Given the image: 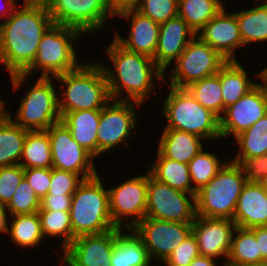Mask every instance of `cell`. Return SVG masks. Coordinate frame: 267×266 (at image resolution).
Here are the masks:
<instances>
[{
  "mask_svg": "<svg viewBox=\"0 0 267 266\" xmlns=\"http://www.w3.org/2000/svg\"><path fill=\"white\" fill-rule=\"evenodd\" d=\"M3 21L0 23V65H4L10 75L22 74L33 63L42 35L53 23L51 16L45 2L23 1Z\"/></svg>",
  "mask_w": 267,
  "mask_h": 266,
  "instance_id": "cell-1",
  "label": "cell"
},
{
  "mask_svg": "<svg viewBox=\"0 0 267 266\" xmlns=\"http://www.w3.org/2000/svg\"><path fill=\"white\" fill-rule=\"evenodd\" d=\"M112 40L108 43V47H105L112 68L99 60L107 78L110 97L114 100L134 101L143 105L146 101H150L152 93L161 91L166 75L155 64L153 58L129 51L114 38ZM156 82L159 84L157 90Z\"/></svg>",
  "mask_w": 267,
  "mask_h": 266,
  "instance_id": "cell-2",
  "label": "cell"
},
{
  "mask_svg": "<svg viewBox=\"0 0 267 266\" xmlns=\"http://www.w3.org/2000/svg\"><path fill=\"white\" fill-rule=\"evenodd\" d=\"M85 35L74 27L52 23L43 33L33 63L22 73L10 75L14 91L23 88L34 72L39 77L54 78L76 69L82 62L78 60L77 43Z\"/></svg>",
  "mask_w": 267,
  "mask_h": 266,
  "instance_id": "cell-3",
  "label": "cell"
},
{
  "mask_svg": "<svg viewBox=\"0 0 267 266\" xmlns=\"http://www.w3.org/2000/svg\"><path fill=\"white\" fill-rule=\"evenodd\" d=\"M59 90L60 117L77 110H101L110 100L107 78L99 61H83L76 69L54 77ZM59 83V84H58Z\"/></svg>",
  "mask_w": 267,
  "mask_h": 266,
  "instance_id": "cell-4",
  "label": "cell"
},
{
  "mask_svg": "<svg viewBox=\"0 0 267 266\" xmlns=\"http://www.w3.org/2000/svg\"><path fill=\"white\" fill-rule=\"evenodd\" d=\"M97 174L84 179L72 195L70 221L72 241L84 235H95L115 229L109 209L108 187ZM103 179V180H102Z\"/></svg>",
  "mask_w": 267,
  "mask_h": 266,
  "instance_id": "cell-5",
  "label": "cell"
},
{
  "mask_svg": "<svg viewBox=\"0 0 267 266\" xmlns=\"http://www.w3.org/2000/svg\"><path fill=\"white\" fill-rule=\"evenodd\" d=\"M167 86L168 96L161 107L167 122L165 128L192 133L211 142L221 139L220 118L216 114L198 103L186 88Z\"/></svg>",
  "mask_w": 267,
  "mask_h": 266,
  "instance_id": "cell-6",
  "label": "cell"
},
{
  "mask_svg": "<svg viewBox=\"0 0 267 266\" xmlns=\"http://www.w3.org/2000/svg\"><path fill=\"white\" fill-rule=\"evenodd\" d=\"M247 183L238 163L230 159L195 197L196 216L233 220L238 198Z\"/></svg>",
  "mask_w": 267,
  "mask_h": 266,
  "instance_id": "cell-7",
  "label": "cell"
},
{
  "mask_svg": "<svg viewBox=\"0 0 267 266\" xmlns=\"http://www.w3.org/2000/svg\"><path fill=\"white\" fill-rule=\"evenodd\" d=\"M53 79L38 77L34 85L26 88V94L19 100L16 115L13 117L9 110L7 115L28 131L47 130L51 125L61 121L58 88L56 89V80Z\"/></svg>",
  "mask_w": 267,
  "mask_h": 266,
  "instance_id": "cell-8",
  "label": "cell"
},
{
  "mask_svg": "<svg viewBox=\"0 0 267 266\" xmlns=\"http://www.w3.org/2000/svg\"><path fill=\"white\" fill-rule=\"evenodd\" d=\"M227 62L219 52L195 36L174 65H171L168 73L169 83L167 84L168 79L164 78L165 83L163 82L162 86L186 88L195 81L218 73Z\"/></svg>",
  "mask_w": 267,
  "mask_h": 266,
  "instance_id": "cell-9",
  "label": "cell"
},
{
  "mask_svg": "<svg viewBox=\"0 0 267 266\" xmlns=\"http://www.w3.org/2000/svg\"><path fill=\"white\" fill-rule=\"evenodd\" d=\"M142 106L134 101L111 99L101 109L97 133V158L122 145L129 149L128 140L136 130L139 120L136 111Z\"/></svg>",
  "mask_w": 267,
  "mask_h": 266,
  "instance_id": "cell-10",
  "label": "cell"
},
{
  "mask_svg": "<svg viewBox=\"0 0 267 266\" xmlns=\"http://www.w3.org/2000/svg\"><path fill=\"white\" fill-rule=\"evenodd\" d=\"M45 3L53 23L77 28L85 36L104 31L108 20L115 19L106 0H47Z\"/></svg>",
  "mask_w": 267,
  "mask_h": 266,
  "instance_id": "cell-11",
  "label": "cell"
},
{
  "mask_svg": "<svg viewBox=\"0 0 267 266\" xmlns=\"http://www.w3.org/2000/svg\"><path fill=\"white\" fill-rule=\"evenodd\" d=\"M145 173V174H144ZM108 188L111 219L116 228L133 229L146 216L148 171ZM128 221V222H127Z\"/></svg>",
  "mask_w": 267,
  "mask_h": 266,
  "instance_id": "cell-12",
  "label": "cell"
},
{
  "mask_svg": "<svg viewBox=\"0 0 267 266\" xmlns=\"http://www.w3.org/2000/svg\"><path fill=\"white\" fill-rule=\"evenodd\" d=\"M162 221L193 223L195 196L156 180L148 171L146 216Z\"/></svg>",
  "mask_w": 267,
  "mask_h": 266,
  "instance_id": "cell-13",
  "label": "cell"
},
{
  "mask_svg": "<svg viewBox=\"0 0 267 266\" xmlns=\"http://www.w3.org/2000/svg\"><path fill=\"white\" fill-rule=\"evenodd\" d=\"M47 132L53 168L78 174L83 179L98 174L95 158L73 139L70 130L62 121L51 125Z\"/></svg>",
  "mask_w": 267,
  "mask_h": 266,
  "instance_id": "cell-14",
  "label": "cell"
},
{
  "mask_svg": "<svg viewBox=\"0 0 267 266\" xmlns=\"http://www.w3.org/2000/svg\"><path fill=\"white\" fill-rule=\"evenodd\" d=\"M132 230L143 242L151 261L161 264L192 234V223H177L145 217Z\"/></svg>",
  "mask_w": 267,
  "mask_h": 266,
  "instance_id": "cell-15",
  "label": "cell"
},
{
  "mask_svg": "<svg viewBox=\"0 0 267 266\" xmlns=\"http://www.w3.org/2000/svg\"><path fill=\"white\" fill-rule=\"evenodd\" d=\"M116 238L117 228L102 234L79 236L60 253L59 263L63 266H111Z\"/></svg>",
  "mask_w": 267,
  "mask_h": 266,
  "instance_id": "cell-16",
  "label": "cell"
},
{
  "mask_svg": "<svg viewBox=\"0 0 267 266\" xmlns=\"http://www.w3.org/2000/svg\"><path fill=\"white\" fill-rule=\"evenodd\" d=\"M267 114V99L257 84L237 102L225 108L220 117L221 139L234 138Z\"/></svg>",
  "mask_w": 267,
  "mask_h": 266,
  "instance_id": "cell-17",
  "label": "cell"
},
{
  "mask_svg": "<svg viewBox=\"0 0 267 266\" xmlns=\"http://www.w3.org/2000/svg\"><path fill=\"white\" fill-rule=\"evenodd\" d=\"M236 224L228 218L196 216L192 223V234L196 237L199 253L226 263Z\"/></svg>",
  "mask_w": 267,
  "mask_h": 266,
  "instance_id": "cell-18",
  "label": "cell"
},
{
  "mask_svg": "<svg viewBox=\"0 0 267 266\" xmlns=\"http://www.w3.org/2000/svg\"><path fill=\"white\" fill-rule=\"evenodd\" d=\"M197 36L226 60L237 61L235 52L243 46V42L234 11L230 13L224 7L197 33Z\"/></svg>",
  "mask_w": 267,
  "mask_h": 266,
  "instance_id": "cell-19",
  "label": "cell"
},
{
  "mask_svg": "<svg viewBox=\"0 0 267 266\" xmlns=\"http://www.w3.org/2000/svg\"><path fill=\"white\" fill-rule=\"evenodd\" d=\"M117 18H124L129 22L127 36L122 37L119 31H114L113 38L125 49L147 55L151 58L155 56L158 43L160 24L144 16L135 8L126 9L115 15Z\"/></svg>",
  "mask_w": 267,
  "mask_h": 266,
  "instance_id": "cell-20",
  "label": "cell"
},
{
  "mask_svg": "<svg viewBox=\"0 0 267 266\" xmlns=\"http://www.w3.org/2000/svg\"><path fill=\"white\" fill-rule=\"evenodd\" d=\"M197 34L180 17L176 16L160 24L158 43L153 60L165 73L169 66L183 53Z\"/></svg>",
  "mask_w": 267,
  "mask_h": 266,
  "instance_id": "cell-21",
  "label": "cell"
},
{
  "mask_svg": "<svg viewBox=\"0 0 267 266\" xmlns=\"http://www.w3.org/2000/svg\"><path fill=\"white\" fill-rule=\"evenodd\" d=\"M233 221L241 228L267 226V195L261 184L247 182L244 185Z\"/></svg>",
  "mask_w": 267,
  "mask_h": 266,
  "instance_id": "cell-22",
  "label": "cell"
},
{
  "mask_svg": "<svg viewBox=\"0 0 267 266\" xmlns=\"http://www.w3.org/2000/svg\"><path fill=\"white\" fill-rule=\"evenodd\" d=\"M157 150L165 157L188 164L204 148L205 139L185 131L164 128Z\"/></svg>",
  "mask_w": 267,
  "mask_h": 266,
  "instance_id": "cell-23",
  "label": "cell"
},
{
  "mask_svg": "<svg viewBox=\"0 0 267 266\" xmlns=\"http://www.w3.org/2000/svg\"><path fill=\"white\" fill-rule=\"evenodd\" d=\"M101 110H77L65 113L61 121L70 130L73 139L97 158V133Z\"/></svg>",
  "mask_w": 267,
  "mask_h": 266,
  "instance_id": "cell-24",
  "label": "cell"
},
{
  "mask_svg": "<svg viewBox=\"0 0 267 266\" xmlns=\"http://www.w3.org/2000/svg\"><path fill=\"white\" fill-rule=\"evenodd\" d=\"M117 228V238L111 254V266H151L147 249L132 229Z\"/></svg>",
  "mask_w": 267,
  "mask_h": 266,
  "instance_id": "cell-25",
  "label": "cell"
},
{
  "mask_svg": "<svg viewBox=\"0 0 267 266\" xmlns=\"http://www.w3.org/2000/svg\"><path fill=\"white\" fill-rule=\"evenodd\" d=\"M241 63L240 60L228 61L220 69L223 113L225 108L237 102L257 85L255 80L249 79L250 75Z\"/></svg>",
  "mask_w": 267,
  "mask_h": 266,
  "instance_id": "cell-26",
  "label": "cell"
},
{
  "mask_svg": "<svg viewBox=\"0 0 267 266\" xmlns=\"http://www.w3.org/2000/svg\"><path fill=\"white\" fill-rule=\"evenodd\" d=\"M156 160H153L149 166V173L158 181L166 183L175 190L193 194L196 197L197 192L193 189L188 164L177 162L165 158L158 150Z\"/></svg>",
  "mask_w": 267,
  "mask_h": 266,
  "instance_id": "cell-27",
  "label": "cell"
},
{
  "mask_svg": "<svg viewBox=\"0 0 267 266\" xmlns=\"http://www.w3.org/2000/svg\"><path fill=\"white\" fill-rule=\"evenodd\" d=\"M225 266H262L258 242L250 228L236 227Z\"/></svg>",
  "mask_w": 267,
  "mask_h": 266,
  "instance_id": "cell-28",
  "label": "cell"
},
{
  "mask_svg": "<svg viewBox=\"0 0 267 266\" xmlns=\"http://www.w3.org/2000/svg\"><path fill=\"white\" fill-rule=\"evenodd\" d=\"M27 132L8 115L0 121V167L19 164Z\"/></svg>",
  "mask_w": 267,
  "mask_h": 266,
  "instance_id": "cell-29",
  "label": "cell"
},
{
  "mask_svg": "<svg viewBox=\"0 0 267 266\" xmlns=\"http://www.w3.org/2000/svg\"><path fill=\"white\" fill-rule=\"evenodd\" d=\"M250 9L234 12L239 24L243 47L267 41V5L253 4Z\"/></svg>",
  "mask_w": 267,
  "mask_h": 266,
  "instance_id": "cell-30",
  "label": "cell"
},
{
  "mask_svg": "<svg viewBox=\"0 0 267 266\" xmlns=\"http://www.w3.org/2000/svg\"><path fill=\"white\" fill-rule=\"evenodd\" d=\"M7 236L14 246L22 248H35L45 240L38 213L10 216ZM44 240V241H43Z\"/></svg>",
  "mask_w": 267,
  "mask_h": 266,
  "instance_id": "cell-31",
  "label": "cell"
},
{
  "mask_svg": "<svg viewBox=\"0 0 267 266\" xmlns=\"http://www.w3.org/2000/svg\"><path fill=\"white\" fill-rule=\"evenodd\" d=\"M27 168H53L50 140L47 130L28 131L19 162Z\"/></svg>",
  "mask_w": 267,
  "mask_h": 266,
  "instance_id": "cell-32",
  "label": "cell"
},
{
  "mask_svg": "<svg viewBox=\"0 0 267 266\" xmlns=\"http://www.w3.org/2000/svg\"><path fill=\"white\" fill-rule=\"evenodd\" d=\"M222 0H178V16L197 34L223 8Z\"/></svg>",
  "mask_w": 267,
  "mask_h": 266,
  "instance_id": "cell-33",
  "label": "cell"
},
{
  "mask_svg": "<svg viewBox=\"0 0 267 266\" xmlns=\"http://www.w3.org/2000/svg\"><path fill=\"white\" fill-rule=\"evenodd\" d=\"M239 147L233 159H247L267 154V114L235 137Z\"/></svg>",
  "mask_w": 267,
  "mask_h": 266,
  "instance_id": "cell-34",
  "label": "cell"
},
{
  "mask_svg": "<svg viewBox=\"0 0 267 266\" xmlns=\"http://www.w3.org/2000/svg\"><path fill=\"white\" fill-rule=\"evenodd\" d=\"M186 89L204 108L209 109L219 118L223 115L220 71L191 83Z\"/></svg>",
  "mask_w": 267,
  "mask_h": 266,
  "instance_id": "cell-35",
  "label": "cell"
},
{
  "mask_svg": "<svg viewBox=\"0 0 267 266\" xmlns=\"http://www.w3.org/2000/svg\"><path fill=\"white\" fill-rule=\"evenodd\" d=\"M217 153L201 150L189 163L188 169L193 189L197 192L207 185L225 165Z\"/></svg>",
  "mask_w": 267,
  "mask_h": 266,
  "instance_id": "cell-36",
  "label": "cell"
},
{
  "mask_svg": "<svg viewBox=\"0 0 267 266\" xmlns=\"http://www.w3.org/2000/svg\"><path fill=\"white\" fill-rule=\"evenodd\" d=\"M41 229L44 238H59L62 242L60 249L63 252L72 243V226L70 212L38 211ZM49 236V237H48Z\"/></svg>",
  "mask_w": 267,
  "mask_h": 266,
  "instance_id": "cell-37",
  "label": "cell"
},
{
  "mask_svg": "<svg viewBox=\"0 0 267 266\" xmlns=\"http://www.w3.org/2000/svg\"><path fill=\"white\" fill-rule=\"evenodd\" d=\"M11 216L37 213L41 200L23 177L11 201L6 206Z\"/></svg>",
  "mask_w": 267,
  "mask_h": 266,
  "instance_id": "cell-38",
  "label": "cell"
},
{
  "mask_svg": "<svg viewBox=\"0 0 267 266\" xmlns=\"http://www.w3.org/2000/svg\"><path fill=\"white\" fill-rule=\"evenodd\" d=\"M135 9L152 21L162 24L178 16V0H140Z\"/></svg>",
  "mask_w": 267,
  "mask_h": 266,
  "instance_id": "cell-39",
  "label": "cell"
},
{
  "mask_svg": "<svg viewBox=\"0 0 267 266\" xmlns=\"http://www.w3.org/2000/svg\"><path fill=\"white\" fill-rule=\"evenodd\" d=\"M24 177L21 165L0 167V204L7 206Z\"/></svg>",
  "mask_w": 267,
  "mask_h": 266,
  "instance_id": "cell-40",
  "label": "cell"
},
{
  "mask_svg": "<svg viewBox=\"0 0 267 266\" xmlns=\"http://www.w3.org/2000/svg\"><path fill=\"white\" fill-rule=\"evenodd\" d=\"M83 180L78 174L52 168L51 185L47 194L73 195Z\"/></svg>",
  "mask_w": 267,
  "mask_h": 266,
  "instance_id": "cell-41",
  "label": "cell"
},
{
  "mask_svg": "<svg viewBox=\"0 0 267 266\" xmlns=\"http://www.w3.org/2000/svg\"><path fill=\"white\" fill-rule=\"evenodd\" d=\"M199 255L196 237L190 234L162 264H165L164 266H189Z\"/></svg>",
  "mask_w": 267,
  "mask_h": 266,
  "instance_id": "cell-42",
  "label": "cell"
},
{
  "mask_svg": "<svg viewBox=\"0 0 267 266\" xmlns=\"http://www.w3.org/2000/svg\"><path fill=\"white\" fill-rule=\"evenodd\" d=\"M238 163L248 183L261 184L267 179V154L247 159H230Z\"/></svg>",
  "mask_w": 267,
  "mask_h": 266,
  "instance_id": "cell-43",
  "label": "cell"
},
{
  "mask_svg": "<svg viewBox=\"0 0 267 266\" xmlns=\"http://www.w3.org/2000/svg\"><path fill=\"white\" fill-rule=\"evenodd\" d=\"M52 168H27L24 177L36 195L42 200L48 193L51 185Z\"/></svg>",
  "mask_w": 267,
  "mask_h": 266,
  "instance_id": "cell-44",
  "label": "cell"
},
{
  "mask_svg": "<svg viewBox=\"0 0 267 266\" xmlns=\"http://www.w3.org/2000/svg\"><path fill=\"white\" fill-rule=\"evenodd\" d=\"M72 202V195H50L47 194L41 200L39 211H63L69 212Z\"/></svg>",
  "mask_w": 267,
  "mask_h": 266,
  "instance_id": "cell-45",
  "label": "cell"
},
{
  "mask_svg": "<svg viewBox=\"0 0 267 266\" xmlns=\"http://www.w3.org/2000/svg\"><path fill=\"white\" fill-rule=\"evenodd\" d=\"M254 234L256 241L258 242L259 251L262 256V266L267 260V226L264 227H255L251 229Z\"/></svg>",
  "mask_w": 267,
  "mask_h": 266,
  "instance_id": "cell-46",
  "label": "cell"
},
{
  "mask_svg": "<svg viewBox=\"0 0 267 266\" xmlns=\"http://www.w3.org/2000/svg\"><path fill=\"white\" fill-rule=\"evenodd\" d=\"M111 12L116 15L126 9H133L139 4L140 0H106Z\"/></svg>",
  "mask_w": 267,
  "mask_h": 266,
  "instance_id": "cell-47",
  "label": "cell"
},
{
  "mask_svg": "<svg viewBox=\"0 0 267 266\" xmlns=\"http://www.w3.org/2000/svg\"><path fill=\"white\" fill-rule=\"evenodd\" d=\"M2 1H3V5L1 4L0 6V19L2 18L7 19L12 15L13 11L17 7L16 4L18 1L16 0H2Z\"/></svg>",
  "mask_w": 267,
  "mask_h": 266,
  "instance_id": "cell-48",
  "label": "cell"
},
{
  "mask_svg": "<svg viewBox=\"0 0 267 266\" xmlns=\"http://www.w3.org/2000/svg\"><path fill=\"white\" fill-rule=\"evenodd\" d=\"M11 216L10 213L8 212V209L5 205L0 204V232L3 234L8 233V228H9V222Z\"/></svg>",
  "mask_w": 267,
  "mask_h": 266,
  "instance_id": "cell-49",
  "label": "cell"
},
{
  "mask_svg": "<svg viewBox=\"0 0 267 266\" xmlns=\"http://www.w3.org/2000/svg\"><path fill=\"white\" fill-rule=\"evenodd\" d=\"M218 262V260L213 258L199 255L189 264V266H225L223 263L217 264Z\"/></svg>",
  "mask_w": 267,
  "mask_h": 266,
  "instance_id": "cell-50",
  "label": "cell"
},
{
  "mask_svg": "<svg viewBox=\"0 0 267 266\" xmlns=\"http://www.w3.org/2000/svg\"><path fill=\"white\" fill-rule=\"evenodd\" d=\"M256 77H258L259 80L263 81L258 82L257 84L262 88L264 95L267 99V67L265 66V68L263 67V69H261L257 74Z\"/></svg>",
  "mask_w": 267,
  "mask_h": 266,
  "instance_id": "cell-51",
  "label": "cell"
},
{
  "mask_svg": "<svg viewBox=\"0 0 267 266\" xmlns=\"http://www.w3.org/2000/svg\"><path fill=\"white\" fill-rule=\"evenodd\" d=\"M6 103L3 98L0 97V121L7 115Z\"/></svg>",
  "mask_w": 267,
  "mask_h": 266,
  "instance_id": "cell-52",
  "label": "cell"
},
{
  "mask_svg": "<svg viewBox=\"0 0 267 266\" xmlns=\"http://www.w3.org/2000/svg\"><path fill=\"white\" fill-rule=\"evenodd\" d=\"M261 185H262V187H263V189H264V192H265L266 195H267V179L264 180V181L261 183Z\"/></svg>",
  "mask_w": 267,
  "mask_h": 266,
  "instance_id": "cell-53",
  "label": "cell"
},
{
  "mask_svg": "<svg viewBox=\"0 0 267 266\" xmlns=\"http://www.w3.org/2000/svg\"><path fill=\"white\" fill-rule=\"evenodd\" d=\"M257 1H259V2H257ZM254 4H263V5H267V0H254Z\"/></svg>",
  "mask_w": 267,
  "mask_h": 266,
  "instance_id": "cell-54",
  "label": "cell"
},
{
  "mask_svg": "<svg viewBox=\"0 0 267 266\" xmlns=\"http://www.w3.org/2000/svg\"><path fill=\"white\" fill-rule=\"evenodd\" d=\"M263 266H267V260L264 262V265Z\"/></svg>",
  "mask_w": 267,
  "mask_h": 266,
  "instance_id": "cell-55",
  "label": "cell"
}]
</instances>
